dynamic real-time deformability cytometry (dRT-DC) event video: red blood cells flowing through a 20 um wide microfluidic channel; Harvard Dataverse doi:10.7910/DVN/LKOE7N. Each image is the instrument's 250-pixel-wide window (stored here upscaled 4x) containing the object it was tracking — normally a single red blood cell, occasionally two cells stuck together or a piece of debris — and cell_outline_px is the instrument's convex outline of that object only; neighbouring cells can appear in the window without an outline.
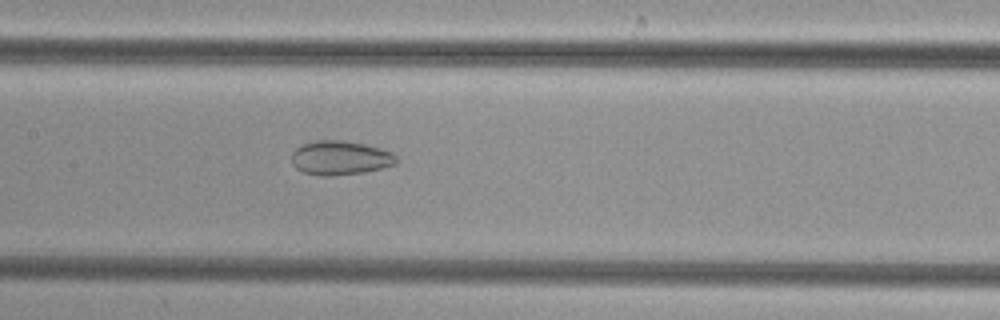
{"species": "common noctule bat (a hibernating species)", "species_latin": "Nyctalus noctula", "temperature_condition": "cold", "stored_images_in_passage": 46, "camera_frame_rate_fps": 3000, "um_per_image_px": 0.085, "animal": {"sex": "female", "body_mass_g": 29.2, "forearm_length_mm": 56.3}, "frame": {"image": 1, "passage_image": 20, "time_ms": 6.333, "image_size_px": [1000, 320], "cell_outline_px": [[396, 164], [364, 172], [332, 176], [320, 176], [304, 172], [296, 168], [292, 164], [292, 152], [296, 148], [304, 144], [316, 140], [340, 140], [364, 144], [380, 148], [392, 152], [396, 156]], "centroid_in_image_um": [28.9, 13.42], "position_along_channel_um": 178.5, "area_um2": 20.75}}
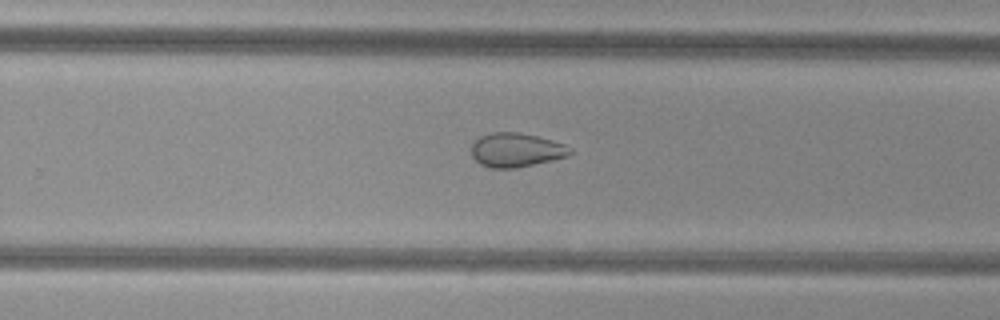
{"frame": {"image": 2, "passage_image": 28, "time_ms": 9.0, "image_size_px": [1000, 320], "cell_outline_px": [[572, 152], [568, 156], [552, 160], [516, 168], [488, 168], [480, 164], [472, 156], [472, 144], [480, 136], [492, 132], [520, 132], [552, 140], [564, 144], [572, 148]], "centroid_in_image_um": [43.87, 12.75], "position_along_channel_um": 285.9, "area_um2": 19.59}}
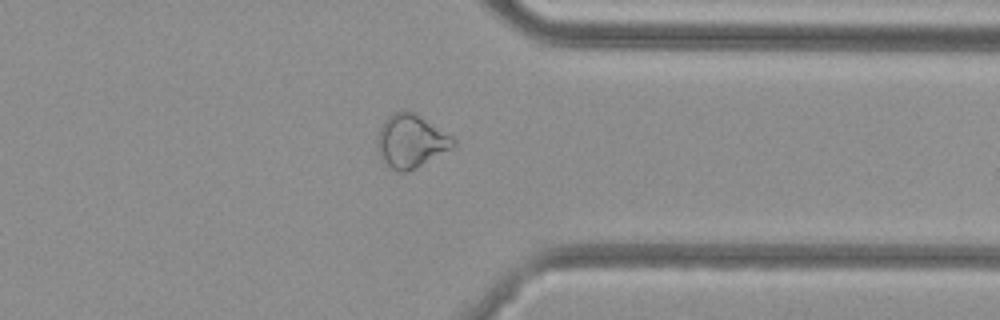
{"frame": {"image": 3, "passage_image": 35, "time_ms": 11.333, "image_size_px": [1000, 320], "cell_outline_px": [[456, 144], [452, 148], [408, 172], [400, 172], [392, 168], [380, 156], [376, 148], [376, 140], [380, 128], [384, 120], [392, 112], [404, 108], [416, 112], [452, 136], [456, 140]], "centroid_in_image_um": [34.92, 11.94], "position_along_channel_um": 376.5, "area_um2": 23.81}}